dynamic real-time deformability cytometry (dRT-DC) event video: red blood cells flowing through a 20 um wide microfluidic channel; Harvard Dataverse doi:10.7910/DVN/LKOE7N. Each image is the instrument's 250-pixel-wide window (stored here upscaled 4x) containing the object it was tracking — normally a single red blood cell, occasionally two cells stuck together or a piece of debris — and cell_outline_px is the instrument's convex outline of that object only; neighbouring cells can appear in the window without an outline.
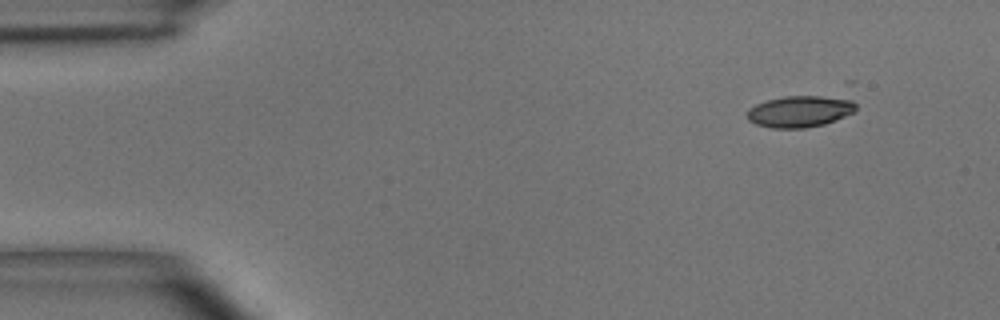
{"species": "common noctule bat (a hibernating species)", "species_latin": "Nyctalus noctula", "temperature_condition": "room temperature", "stored_images_in_passage": 3, "segment_of_instrument_passage": [2, 2], "camera_frame_rate_fps": 3000, "um_per_image_px": 0.085, "animal": {"sex": "male", "body_mass_g": 15.6}, "frame": {"image": 1, "passage_image": 3, "time_ms": 3.333, "image_size_px": [1000, 320], "cell_outline_px": [[856, 112], [836, 120], [824, 124], [804, 128], [772, 128], [756, 124], [748, 120], [748, 108], [756, 104], [768, 100], [784, 96], [844, 96], [852, 100], [856, 104]], "centroid_in_image_um": [68.05, 9.46], "position_along_channel_um": 16.9, "area_um2": 20.23}}